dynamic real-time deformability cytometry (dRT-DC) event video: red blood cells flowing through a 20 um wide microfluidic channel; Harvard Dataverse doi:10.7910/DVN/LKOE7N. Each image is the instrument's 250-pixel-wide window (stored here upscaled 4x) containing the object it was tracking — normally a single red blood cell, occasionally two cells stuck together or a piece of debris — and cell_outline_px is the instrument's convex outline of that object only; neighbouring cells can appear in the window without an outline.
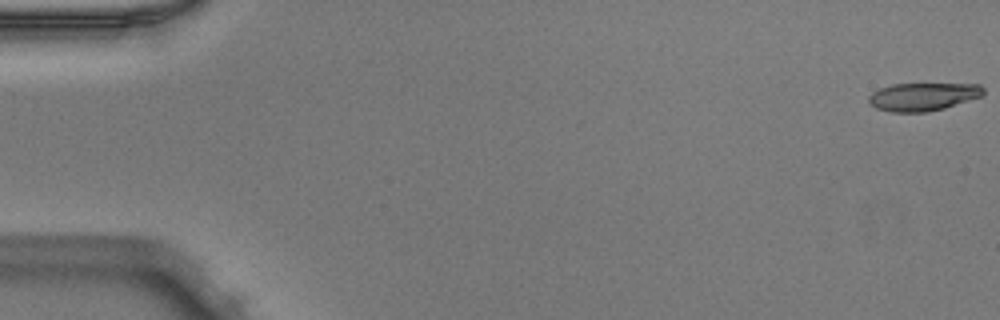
{"species": "Egyptian fruit bat (a non-hibernating species)", "species_latin": "Rousettus aegyptiacus", "temperature_condition": "warm", "stored_images_in_passage": 52, "camera_frame_rate_fps": 3000, "um_per_image_px": 0.085, "animal": {"sex": "male"}, "frame": {"image": 1, "passage_image": 1, "time_ms": 0.0, "image_size_px": [1000, 320], "cell_outline_px": [[984, 92], [980, 96], [944, 108], [928, 112], [892, 112], [876, 108], [868, 104], [868, 96], [872, 92], [880, 88], [892, 84], [980, 84], [984, 88]], "centroid_in_image_um": [78.4, 8.22], "position_along_channel_um": 6.6, "area_um2": 18.67}}
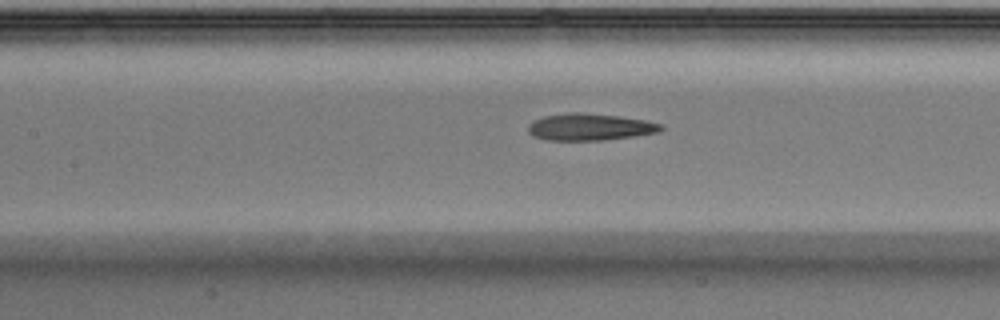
{"frame": {"image": 2, "passage_image": 24, "time_ms": 7.667, "image_size_px": [1000, 320], "cell_outline_px": [[664, 128], [660, 132], [636, 136], [604, 140], [548, 140], [532, 136], [528, 132], [528, 124], [532, 120], [544, 116], [568, 112], [580, 112], [620, 116], [644, 120], [660, 124]], "centroid_in_image_um": [50.11, 10.79], "position_along_channel_um": 157.3, "area_um2": 20.98}}
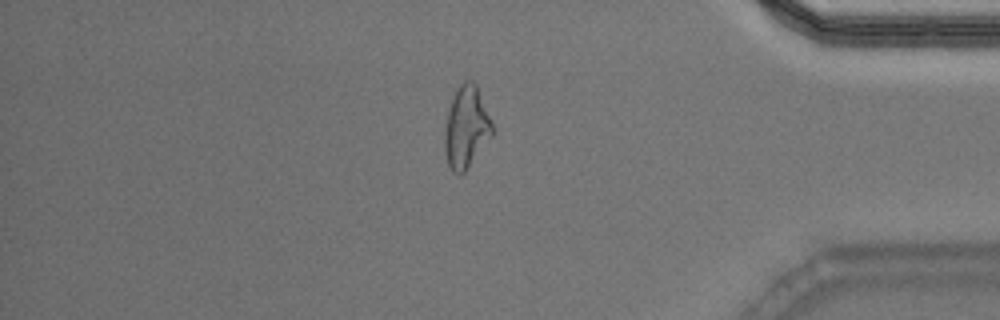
{"frame": {"image": 3, "passage_image": 44, "time_ms": 14.333, "image_size_px": [1000, 320], "cell_outline_px": [[492, 136], [464, 172], [460, 176], [452, 172], [448, 164], [444, 152], [444, 132], [448, 112], [452, 100], [460, 84], [464, 80], [472, 80], [476, 84], [492, 120]], "centroid_in_image_um": [39.63, 10.84], "position_along_channel_um": 395.6, "area_um2": 22.6}, "authors_computed_cell_mechanics": {"area_um2": 20.8947, "velocity_mm_per_s": 3.9871, "shape_relaxation_time_tau1_ms": null, "shape_relaxation_time_tau2_ms": 2.1959, "deformation_change_tau1": null, "deformation_change_tau2": 0.1202}}